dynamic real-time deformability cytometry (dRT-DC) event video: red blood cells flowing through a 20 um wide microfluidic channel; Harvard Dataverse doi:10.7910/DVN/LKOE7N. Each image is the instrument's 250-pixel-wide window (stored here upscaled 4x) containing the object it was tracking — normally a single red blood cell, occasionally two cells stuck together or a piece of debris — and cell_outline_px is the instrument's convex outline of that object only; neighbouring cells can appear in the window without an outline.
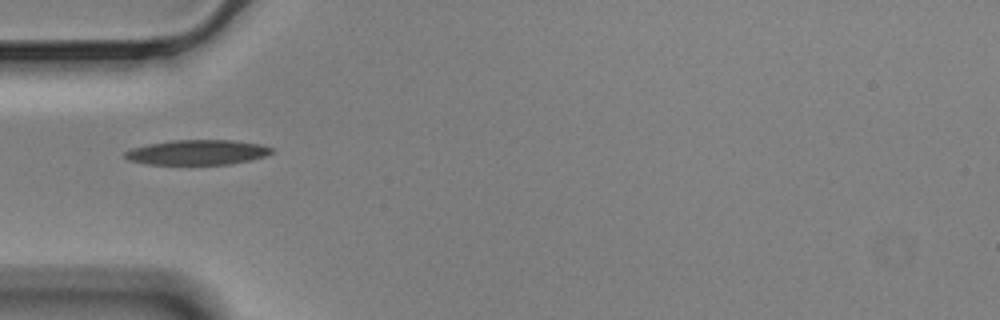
{"species": "Egyptian fruit bat (a non-hibernating species)", "species_latin": "Rousettus aegyptiacus", "temperature_condition": "cold", "stored_images_in_passage": 37, "camera_frame_rate_fps": 3000, "um_per_image_px": 0.085, "animal": {"sex": "male"}, "frame": {"image": 1, "passage_image": 1, "time_ms": 0.0, "image_size_px": [1000, 320], "cell_outline_px": [[272, 152], [264, 156], [248, 160], [228, 164], [144, 164], [128, 160], [124, 156], [124, 152], [132, 148], [148, 144], [172, 140], [232, 140], [260, 144], [272, 148]], "centroid_in_image_um": [16.72, 12.94], "position_along_channel_um": 68.3, "area_um2": 21.15}}
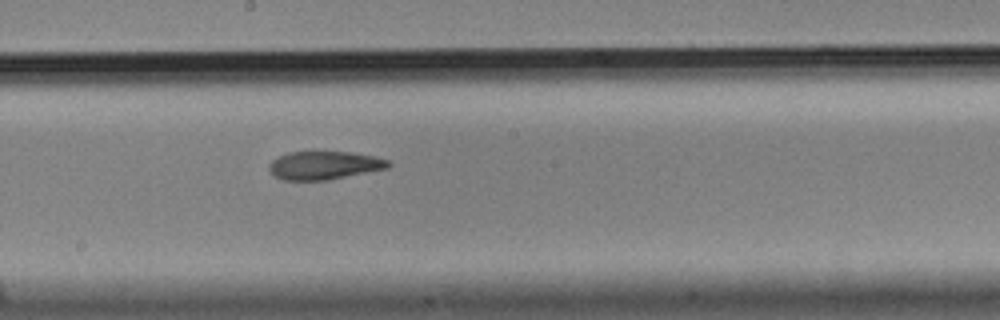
{"frame": {"image": 2, "passage_image": 14, "time_ms": 4.333, "image_size_px": [1000, 320], "cell_outline_px": [[392, 164], [388, 168], [328, 180], [280, 180], [268, 168], [268, 164], [272, 160], [288, 152], [348, 152], [372, 156], [392, 160]], "centroid_in_image_um": [27.58, 14.06], "position_along_channel_um": 220.6, "area_um2": 19.59}}
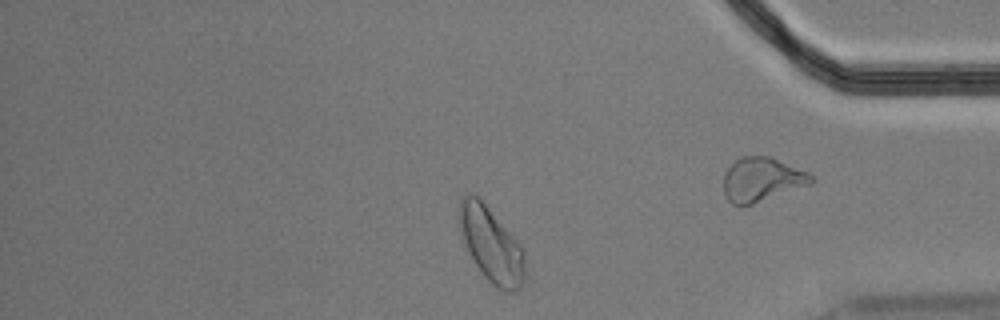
{"frame": {"image": 3, "passage_image": 27, "time_ms": 8.667, "image_size_px": [1000, 320], "cell_outline_px": [[524, 280], [520, 288], [516, 292], [504, 292], [496, 288], [484, 276], [468, 252], [456, 216], [456, 212], [460, 200], [468, 192], [480, 196], [524, 248]], "centroid_in_image_um": [41.74, 20.75], "position_along_channel_um": 393.5, "area_um2": 29.25}, "authors_computed_cell_mechanics": {"area_um2": 20.808, "velocity_mm_per_s": 3.4952, "shape_relaxation_time_tau1_ms": 5.2256, "shape_relaxation_time_tau2_ms": 5.3138, "deformation_change_tau1": 0.1689, "deformation_change_tau2": 0.1175}}